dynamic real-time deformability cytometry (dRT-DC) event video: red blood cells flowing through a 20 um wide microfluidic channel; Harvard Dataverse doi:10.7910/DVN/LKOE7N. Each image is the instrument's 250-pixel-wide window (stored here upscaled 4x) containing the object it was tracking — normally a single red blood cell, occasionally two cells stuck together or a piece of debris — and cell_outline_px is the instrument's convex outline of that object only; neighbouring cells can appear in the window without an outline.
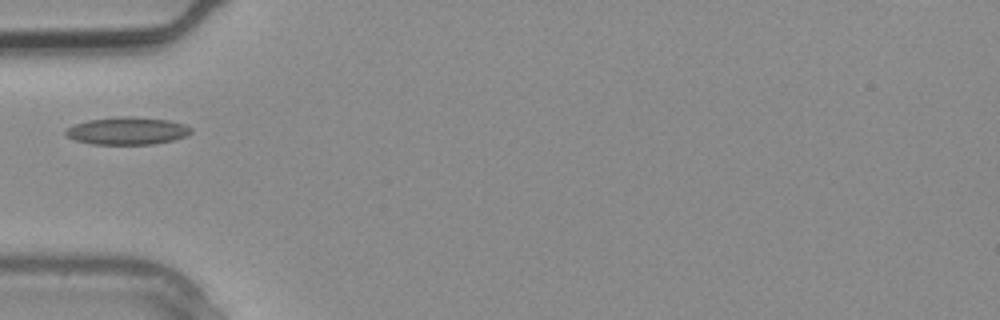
{"species": "common noctule bat (a hibernating species)", "species_latin": "Nyctalus noctula", "temperature_condition": "warm", "stored_images_in_passage": 1, "camera_frame_rate_fps": 3000, "um_per_image_px": 0.085, "animal": {"sex": "male", "body_mass_g": 20.4}, "frame": {"image": 1, "passage_image": 1, "time_ms": 0.0, "image_size_px": [1000, 320], "cell_outline_px": [[192, 132], [184, 136], [172, 140], [152, 144], [92, 144], [76, 140], [68, 136], [64, 132], [68, 128], [76, 124], [88, 120], [116, 116], [128, 116], [168, 120], [184, 124], [192, 128]], "centroid_in_image_um": [10.82, 11.11], "position_along_channel_um": 74.2, "area_um2": 19.88}}